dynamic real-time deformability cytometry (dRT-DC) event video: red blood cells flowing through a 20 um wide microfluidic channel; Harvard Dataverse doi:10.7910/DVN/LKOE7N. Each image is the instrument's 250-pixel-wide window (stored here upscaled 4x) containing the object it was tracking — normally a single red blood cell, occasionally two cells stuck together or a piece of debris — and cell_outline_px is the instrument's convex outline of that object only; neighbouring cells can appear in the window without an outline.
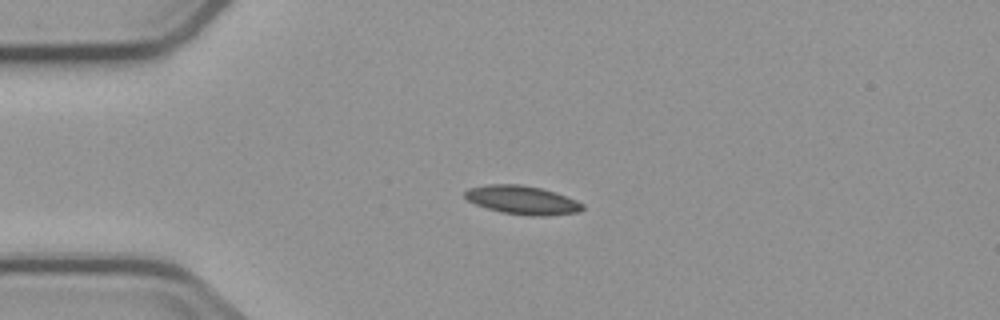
{"species": "common noctule bat (a hibernating species)", "species_latin": "Nyctalus noctula", "temperature_condition": "cold", "stored_images_in_passage": 3, "camera_frame_rate_fps": 3000, "um_per_image_px": 0.085, "animal": {"sex": "male", "body_mass_g": 23.1, "forearm_length_mm": 52.7}, "frame": {"image": 1, "passage_image": 2, "time_ms": 2.0, "image_size_px": [1000, 320], "cell_outline_px": [[584, 208], [580, 212], [548, 216], [528, 216], [500, 212], [476, 204], [468, 200], [464, 196], [464, 192], [468, 188], [488, 184], [520, 184], [540, 188], [556, 192], [576, 200], [584, 204]], "centroid_in_image_um": [44.42, 17.01], "position_along_channel_um": 40.6, "area_um2": 19.77}}